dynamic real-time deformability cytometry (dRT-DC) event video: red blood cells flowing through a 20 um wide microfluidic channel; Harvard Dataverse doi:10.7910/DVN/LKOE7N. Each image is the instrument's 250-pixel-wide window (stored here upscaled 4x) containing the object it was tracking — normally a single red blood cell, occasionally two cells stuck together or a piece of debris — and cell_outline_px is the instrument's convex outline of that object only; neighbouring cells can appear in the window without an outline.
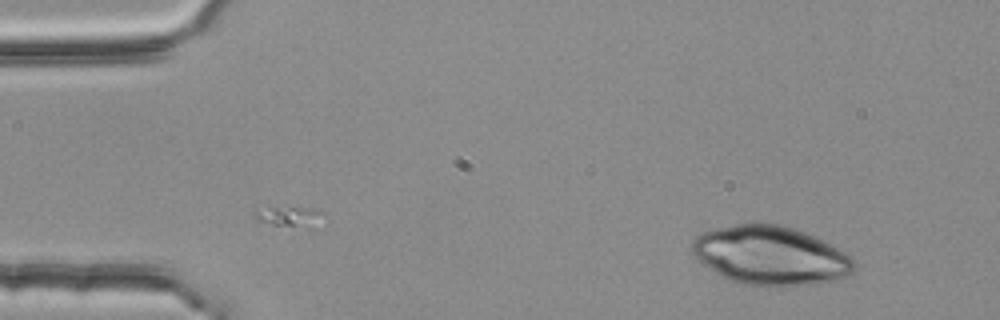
{"species": "common noctule bat (a hibernating species)", "species_latin": "Nyctalus noctula", "temperature_condition": "room temperature", "stored_images_in_passage": 3, "camera_frame_rate_fps": 3000, "um_per_image_px": 0.085, "animal": {"sex": "female", "body_mass_g": 25.1}, "frame": {"image": 1, "passage_image": 1, "time_ms": 0.0, "image_size_px": [1000, 320], "cell_outline_px": [[852, 272], [848, 276], [836, 280], [812, 284], [744, 284], [732, 280], [716, 272], [696, 260], [692, 252], [692, 240], [696, 236], [704, 232], [716, 228], [736, 224], [780, 224], [816, 236], [844, 252], [852, 260]], "centroid_in_image_um": [65.46, 21.69], "position_along_channel_um": 19.5, "area_um2": 54.45}}